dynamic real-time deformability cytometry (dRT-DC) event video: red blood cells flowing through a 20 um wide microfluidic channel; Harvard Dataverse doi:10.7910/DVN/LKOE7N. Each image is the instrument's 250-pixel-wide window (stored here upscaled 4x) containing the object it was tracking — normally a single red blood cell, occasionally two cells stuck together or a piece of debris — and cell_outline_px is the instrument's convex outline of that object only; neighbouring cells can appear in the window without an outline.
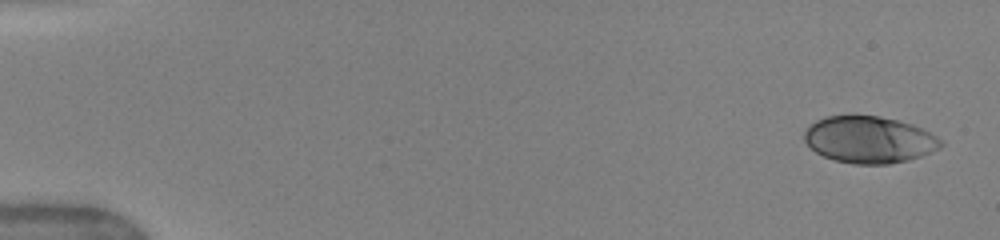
{"species": "human", "species_latin": "Homo sapiens", "temperature_condition": "warm", "stored_images_in_passage": 13, "camera_frame_rate_fps": 3000, "um_per_image_px": 0.085, "donor": {"sex": "female"}, "frame": {"image": 1, "passage_image": 1, "time_ms": 0.0, "image_size_px": [1000, 240], "cell_outline_px": [[944, 144], [940, 148], [920, 156], [908, 160], [888, 164], [852, 164], [836, 160], [824, 156], [816, 152], [804, 140], [804, 132], [816, 120], [824, 116], [852, 112], [880, 116], [912, 124], [936, 136]], "centroid_in_image_um": [73.84, 11.83], "position_along_channel_um": 11.2, "area_um2": 37.69}}
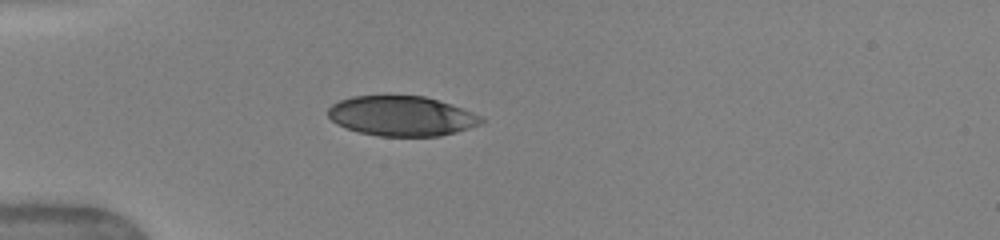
{"frame": {"image": 2, "passage_image": 11, "time_ms": 4.333, "image_size_px": [1000, 240], "cell_outline_px": [[484, 120], [480, 124], [456, 132], [440, 136], [380, 136], [360, 132], [336, 124], [328, 116], [328, 108], [332, 104], [340, 100], [352, 96], [424, 96], [452, 104], [472, 112], [480, 116]], "centroid_in_image_um": [34.13, 9.86], "position_along_channel_um": 50.9, "area_um2": 35.43}}